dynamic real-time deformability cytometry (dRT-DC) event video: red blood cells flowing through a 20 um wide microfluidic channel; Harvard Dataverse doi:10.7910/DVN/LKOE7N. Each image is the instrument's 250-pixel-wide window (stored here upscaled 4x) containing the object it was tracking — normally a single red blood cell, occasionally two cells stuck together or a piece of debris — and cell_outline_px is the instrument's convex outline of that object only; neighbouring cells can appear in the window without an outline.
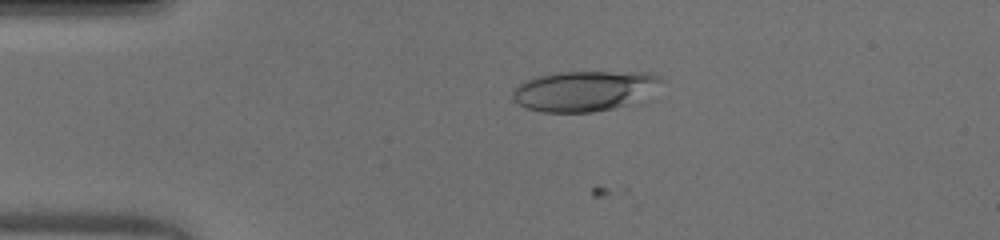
{"species": "human", "species_latin": "Homo sapiens", "temperature_condition": "warm", "stored_images_in_passage": 30, "camera_frame_rate_fps": 3000, "um_per_image_px": 0.085, "donor": {"sex": "male"}, "frame": {"image": 1, "passage_image": 11, "time_ms": 3.333, "image_size_px": [1000, 240], "cell_outline_px": [[668, 80], [628, 104], [612, 108], [592, 112], [540, 112], [528, 108], [520, 104], [512, 96], [512, 88], [524, 80], [536, 76], [560, 72], [648, 72], [660, 76]], "centroid_in_image_um": [49.63, 7.7], "position_along_channel_um": 35.4, "area_um2": 34.68}}
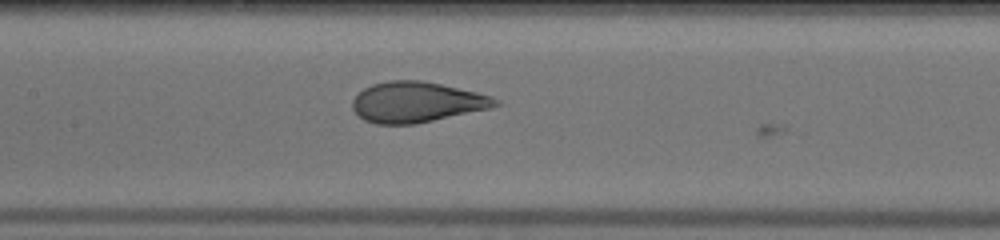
{"frame": {"image": 2, "passage_image": 24, "time_ms": 7.667, "image_size_px": [1000, 240], "cell_outline_px": [[500, 104], [488, 108], [416, 124], [376, 124], [364, 120], [352, 108], [352, 100], [364, 88], [372, 84], [388, 80], [420, 80], [440, 84], [476, 92], [492, 96], [500, 100]], "centroid_in_image_um": [35.39, 8.68], "position_along_channel_um": 172.0, "area_um2": 33.47}}
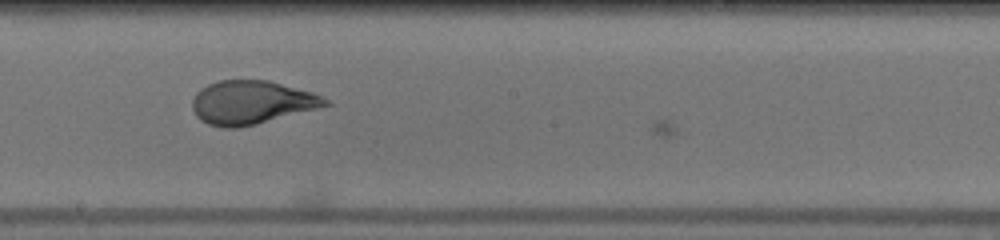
{"frame": {"image": 3, "passage_image": 28, "time_ms": 9.0, "image_size_px": [1000, 240], "cell_outline_px": [[332, 104], [256, 124], [236, 128], [224, 128], [208, 124], [200, 120], [196, 116], [192, 108], [192, 100], [196, 92], [200, 88], [208, 84], [220, 80], [268, 80], [312, 92], [328, 100]], "centroid_in_image_um": [21.33, 8.7], "position_along_channel_um": 226.9, "area_um2": 33.58}}